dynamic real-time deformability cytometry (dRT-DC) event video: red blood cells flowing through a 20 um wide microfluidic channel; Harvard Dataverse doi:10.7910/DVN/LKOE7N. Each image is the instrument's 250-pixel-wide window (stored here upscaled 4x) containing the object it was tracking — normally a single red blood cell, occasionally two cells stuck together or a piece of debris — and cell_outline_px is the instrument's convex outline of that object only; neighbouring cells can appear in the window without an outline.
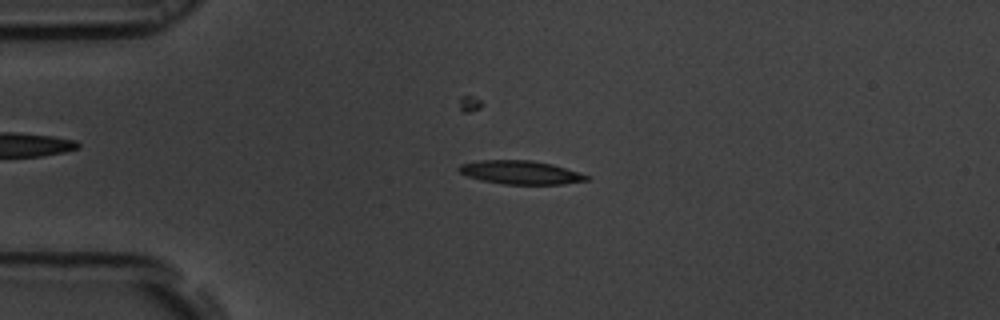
{"species": "common noctule bat (a hibernating species)", "species_latin": "Nyctalus noctula", "temperature_condition": "room temperature", "stored_images_in_passage": 55, "camera_frame_rate_fps": 3000, "um_per_image_px": 0.085, "animal": {"sex": "male", "body_mass_g": 19.5, "forearm_length_mm": 54.6}, "frame": {"image": 1, "passage_image": 13, "time_ms": 4.0, "image_size_px": [1000, 320], "cell_outline_px": [[588, 180], [560, 184], [504, 184], [480, 180], [468, 176], [460, 172], [456, 168], [460, 164], [476, 160], [532, 160], [552, 164], [588, 176]], "centroid_in_image_um": [44.16, 14.64], "position_along_channel_um": 40.8, "area_um2": 17.34}}
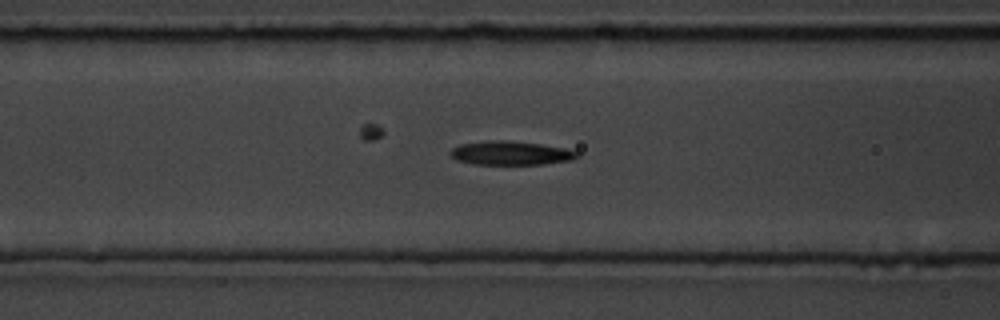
{"frame": {"image": 2, "passage_image": 22, "time_ms": 7.0, "image_size_px": [1000, 320], "cell_outline_px": [[580, 156], [572, 160], [544, 164], [472, 164], [456, 160], [448, 152], [452, 148], [460, 144], [488, 140], [504, 140], [540, 144], [568, 148], [580, 152]], "centroid_in_image_um": [43.44, 13.01], "position_along_channel_um": 123.2, "area_um2": 17.8}}
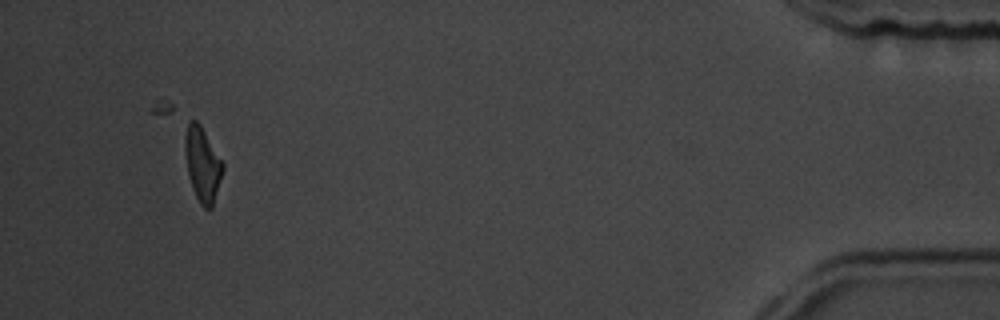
{"frame": {"image": 3, "passage_image": 52, "time_ms": 17.0, "image_size_px": [1000, 320], "cell_outline_px": [[224, 168], [212, 208], [204, 208], [200, 204], [192, 188], [188, 176], [184, 148], [184, 136], [188, 124], [192, 120], [196, 120], [200, 124], [224, 164]], "centroid_in_image_um": [17.2, 13.97], "position_along_channel_um": 418.0, "area_um2": 16.3}, "authors_computed_cell_mechanics": {"area_um2": 17.34, "velocity_mm_per_s": 3.6763, "shape_relaxation_time_tau1_ms": 5.1393, "shape_relaxation_time_tau2_ms": 3.5364, "deformation_change_tau1": 0.2137, "deformation_change_tau2": 0.1325}}